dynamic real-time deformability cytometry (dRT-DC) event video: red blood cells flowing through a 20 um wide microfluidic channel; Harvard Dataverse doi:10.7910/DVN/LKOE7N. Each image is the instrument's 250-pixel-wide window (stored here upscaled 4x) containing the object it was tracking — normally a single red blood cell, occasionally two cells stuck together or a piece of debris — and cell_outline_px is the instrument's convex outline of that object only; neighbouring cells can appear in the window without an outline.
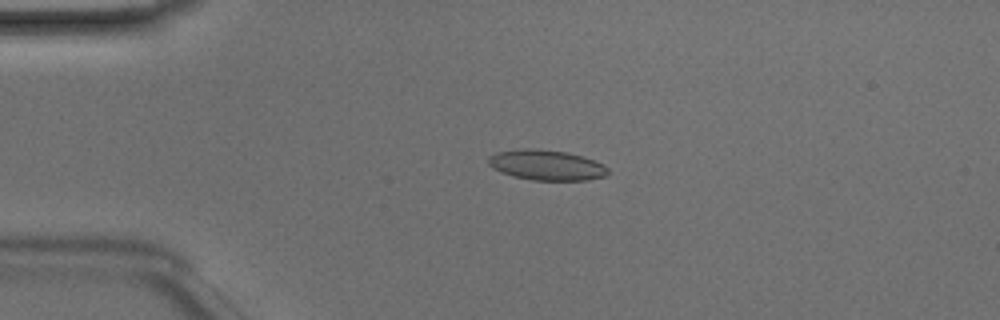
{"species": "Egyptian fruit bat (a non-hibernating species)", "species_latin": "Rousettus aegyptiacus", "temperature_condition": "room temperature", "stored_images_in_passage": 48, "camera_frame_rate_fps": 3000, "um_per_image_px": 0.085, "animal": {"sex": "male"}, "frame": {"image": 1, "passage_image": 11, "time_ms": 3.333, "image_size_px": [1000, 320], "cell_outline_px": [[608, 172], [604, 176], [588, 180], [532, 180], [512, 176], [500, 172], [492, 168], [488, 164], [488, 156], [496, 152], [520, 148], [528, 148], [568, 152], [604, 164], [608, 168]], "centroid_in_image_um": [46.4, 14.03], "position_along_channel_um": 38.6, "area_um2": 21.15}}
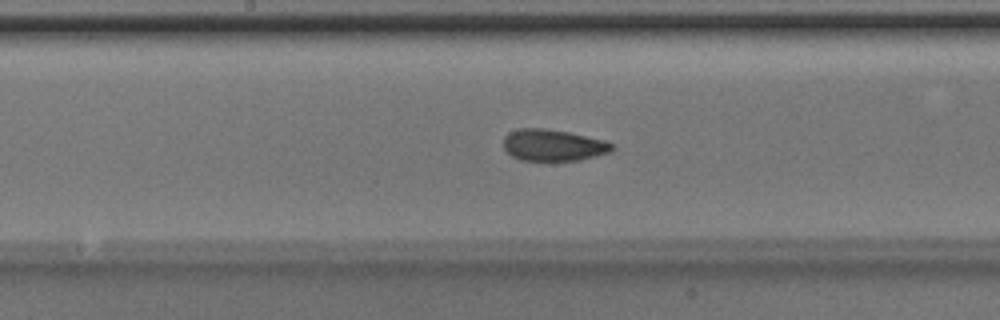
{"frame": {"image": 2, "passage_image": 25, "time_ms": 8.0, "image_size_px": [1000, 320], "cell_outline_px": [[616, 148], [608, 152], [580, 160], [520, 160], [512, 156], [504, 148], [504, 136], [508, 132], [520, 128], [544, 128], [568, 132], [604, 140], [616, 144]], "centroid_in_image_um": [47.02, 12.33], "position_along_channel_um": 201.2, "area_um2": 19.94}}
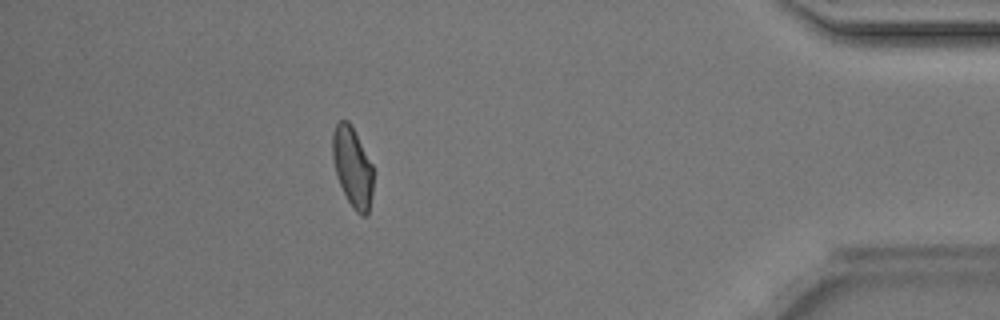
{"frame": {"image": 3, "passage_image": 43, "time_ms": 14.0, "image_size_px": [1000, 320], "cell_outline_px": [[372, 192], [368, 216], [360, 216], [352, 208], [336, 176], [332, 160], [332, 132], [336, 124], [340, 120], [348, 120], [372, 164]], "centroid_in_image_um": [29.94, 14.22], "position_along_channel_um": 405.3, "area_um2": 18.9}, "authors_computed_cell_mechanics": {"area_um2": 20.2589, "velocity_mm_per_s": 4.1713, "shape_relaxation_time_tau1_ms": 2.7836, "shape_relaxation_time_tau2_ms": 1.4131, "deformation_change_tau1": 0.1064, "deformation_change_tau2": 0.0689}}